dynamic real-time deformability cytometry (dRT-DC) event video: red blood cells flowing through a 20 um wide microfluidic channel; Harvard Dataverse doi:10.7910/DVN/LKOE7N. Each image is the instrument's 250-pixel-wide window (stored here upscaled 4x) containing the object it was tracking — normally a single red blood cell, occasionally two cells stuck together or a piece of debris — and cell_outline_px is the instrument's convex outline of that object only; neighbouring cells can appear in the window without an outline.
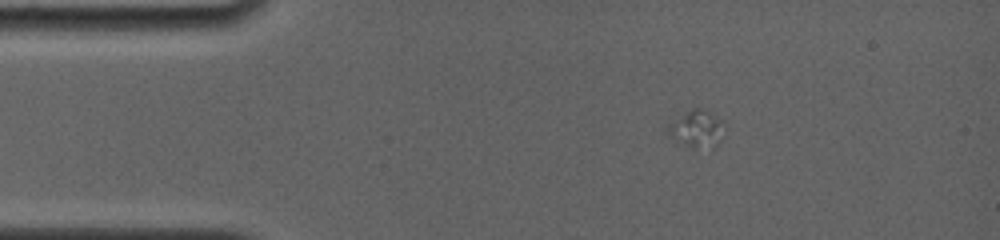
{"species": "common noctule bat (a hibernating species)", "species_latin": "Nyctalus noctula", "temperature_condition": "room temperature", "stored_images_in_passage": 12, "camera_frame_rate_fps": 4000, "um_per_image_px": 0.085, "animal": {"sex": "female", "body_mass_g": 19.0, "forearm_length_mm": 56.7}, "frame": {"image": 1, "passage_image": 4, "time_ms": 0.75, "image_size_px": [1000, 240], "cell_outline_px": [[716, 144], [712, 148], [684, 144], [668, 132], [664, 128], [668, 124], [692, 108], [700, 108], [716, 120]], "centroid_in_image_um": [59.03, 10.93], "position_along_channel_um": 26.0, "area_um2": 10.29}}